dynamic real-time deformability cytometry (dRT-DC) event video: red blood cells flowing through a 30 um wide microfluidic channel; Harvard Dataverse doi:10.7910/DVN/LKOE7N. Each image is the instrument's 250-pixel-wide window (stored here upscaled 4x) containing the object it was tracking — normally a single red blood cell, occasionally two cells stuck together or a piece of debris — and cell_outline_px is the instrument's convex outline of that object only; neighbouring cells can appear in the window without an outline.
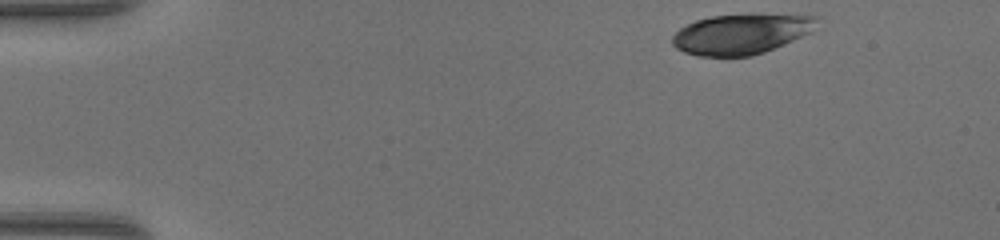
{"species": "common noctule bat (a hibernating species)", "species_latin": "Nyctalus noctula", "temperature_condition": "warm", "stored_images_in_passage": 41, "camera_frame_rate_fps": 3000, "um_per_image_px": 0.085, "animal": {"sex": "female", "body_mass_g": 17.0, "forearm_length_mm": 48.0}, "frame": {"image": 1, "passage_image": 1, "time_ms": 0.0, "image_size_px": [1000, 240], "cell_outline_px": [[820, 16], [812, 32], [784, 44], [764, 52], [752, 56], [696, 56], [684, 52], [676, 48], [672, 44], [672, 36], [680, 28], [696, 20], [712, 16], [748, 12], [756, 12]], "centroid_in_image_um": [63.04, 2.85], "position_along_channel_um": 22.0, "area_um2": 34.74}}